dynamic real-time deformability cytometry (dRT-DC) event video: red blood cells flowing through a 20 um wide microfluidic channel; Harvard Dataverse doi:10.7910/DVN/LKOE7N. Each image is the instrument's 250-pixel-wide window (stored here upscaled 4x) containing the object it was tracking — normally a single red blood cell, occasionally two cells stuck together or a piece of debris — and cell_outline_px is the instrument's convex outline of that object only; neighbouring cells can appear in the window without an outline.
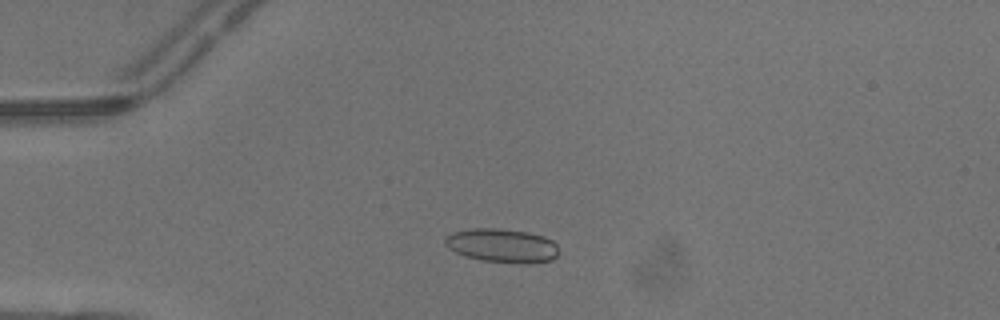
{"species": "common noctule bat (a hibernating species)", "species_latin": "Nyctalus noctula", "temperature_condition": "warm", "stored_images_in_passage": 4, "camera_frame_rate_fps": 3000, "um_per_image_px": 0.085, "animal": {"sex": "male", "body_mass_g": 13.3}, "frame": {"image": 1, "passage_image": 3, "time_ms": 0.667, "image_size_px": [1000, 320], "cell_outline_px": [[556, 256], [552, 260], [532, 264], [524, 264], [484, 260], [468, 256], [456, 252], [448, 248], [444, 244], [444, 236], [452, 232], [472, 228], [496, 228], [528, 232], [544, 236], [552, 240], [556, 244]], "centroid_in_image_um": [42.66, 20.86], "position_along_channel_um": 42.3, "area_um2": 22.43}}